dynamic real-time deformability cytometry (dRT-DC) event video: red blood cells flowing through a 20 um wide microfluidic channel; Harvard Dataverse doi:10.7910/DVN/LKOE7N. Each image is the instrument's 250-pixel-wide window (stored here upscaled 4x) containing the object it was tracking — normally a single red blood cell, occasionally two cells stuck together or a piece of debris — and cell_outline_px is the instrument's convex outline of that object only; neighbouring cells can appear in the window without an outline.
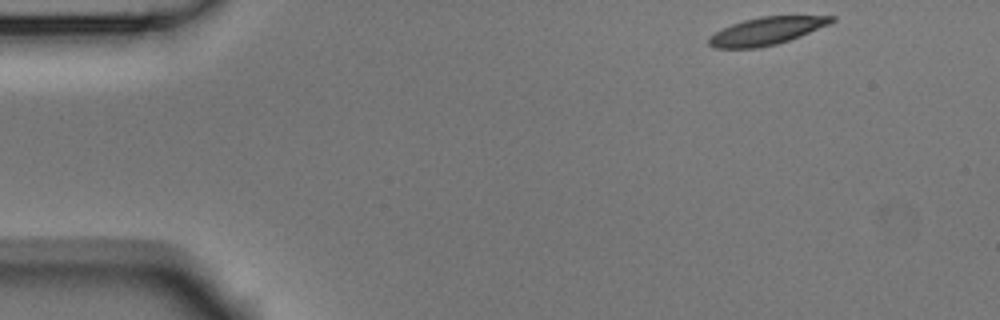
{"species": "Egyptian fruit bat (a non-hibernating species)", "species_latin": "Rousettus aegyptiacus", "temperature_condition": "room temperature", "stored_images_in_passage": 49, "camera_frame_rate_fps": 3000, "um_per_image_px": 0.085, "animal": {"sex": "male"}, "frame": {"image": 1, "passage_image": 1, "time_ms": 0.0, "image_size_px": [1000, 320], "cell_outline_px": [[836, 20], [828, 24], [800, 36], [776, 44], [760, 48], [712, 48], [708, 44], [708, 36], [732, 24], [744, 20], [760, 16], [836, 16]], "centroid_in_image_um": [65.12, 2.64], "position_along_channel_um": 19.9, "area_um2": 19.59}}
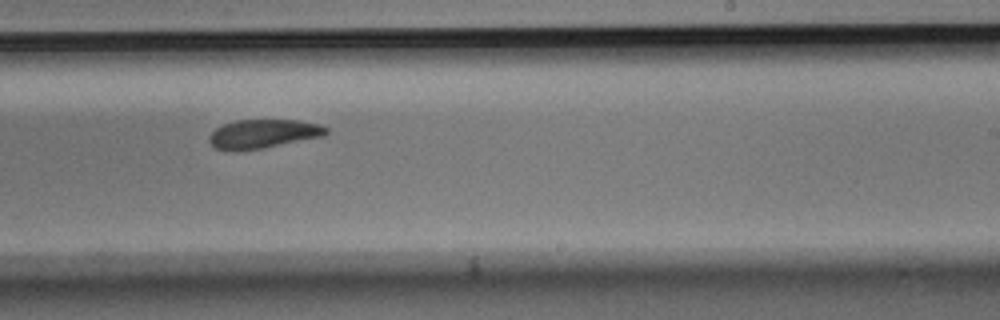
{"frame": {"image": 2, "passage_image": 28, "time_ms": 9.0, "image_size_px": [1000, 320], "cell_outline_px": [[328, 132], [324, 136], [260, 148], [216, 148], [208, 140], [208, 136], [216, 128], [224, 124], [236, 120], [300, 120], [320, 124], [328, 128]], "centroid_in_image_um": [22.44, 11.33], "position_along_channel_um": 266.6, "area_um2": 19.02}}
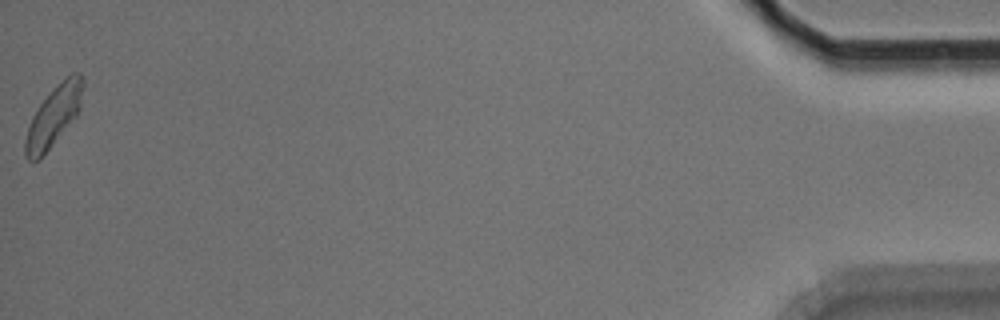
{"frame": {"image": 3, "passage_image": 49, "time_ms": 16.0, "image_size_px": [1000, 320], "cell_outline_px": [[84, 84], [80, 108], [76, 116], [40, 160], [28, 160], [24, 156], [24, 140], [32, 116], [40, 104], [72, 72], [80, 72], [84, 76]], "centroid_in_image_um": [4.57, 9.91], "position_along_channel_um": 430.6, "area_um2": 19.94}, "authors_computed_cell_mechanics": {"area_um2": 20.4034, "velocity_mm_per_s": 3.7251, "shape_relaxation_time_tau1_ms": 3.9043, "shape_relaxation_time_tau2_ms": 3.574, "deformation_change_tau1": 0.1301, "deformation_change_tau2": 0.0999}}